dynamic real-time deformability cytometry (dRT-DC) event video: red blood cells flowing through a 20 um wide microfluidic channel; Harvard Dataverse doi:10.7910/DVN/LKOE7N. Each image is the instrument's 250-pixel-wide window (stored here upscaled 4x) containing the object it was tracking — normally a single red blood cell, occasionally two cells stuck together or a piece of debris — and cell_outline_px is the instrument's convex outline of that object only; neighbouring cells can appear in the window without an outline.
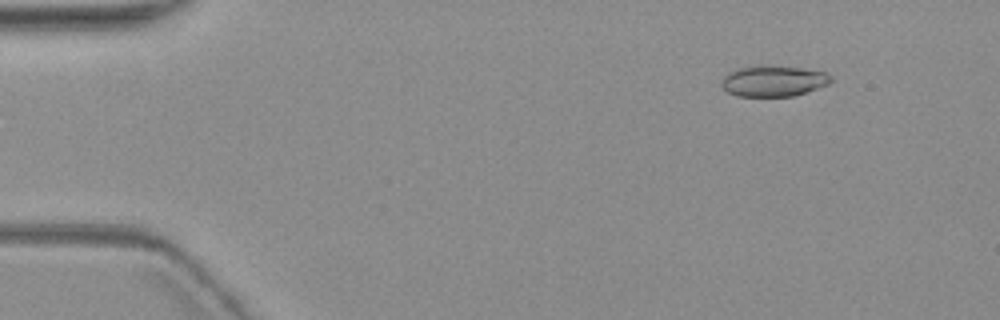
{"species": "common noctule bat (a hibernating species)", "species_latin": "Nyctalus noctula", "temperature_condition": "warm", "stored_images_in_passage": 4, "camera_frame_rate_fps": 3000, "um_per_image_px": 0.085, "animal": {"sex": "female", "body_mass_g": 19.3, "forearm_length_mm": 54.1}, "frame": {"image": 1, "passage_image": 2, "time_ms": 1.333, "image_size_px": [1000, 320], "cell_outline_px": [[832, 80], [828, 84], [792, 96], [736, 96], [728, 92], [720, 84], [720, 80], [724, 76], [740, 68], [760, 64], [800, 68], [824, 72], [832, 76]], "centroid_in_image_um": [65.71, 6.88], "position_along_channel_um": 19.3, "area_um2": 19.54}}
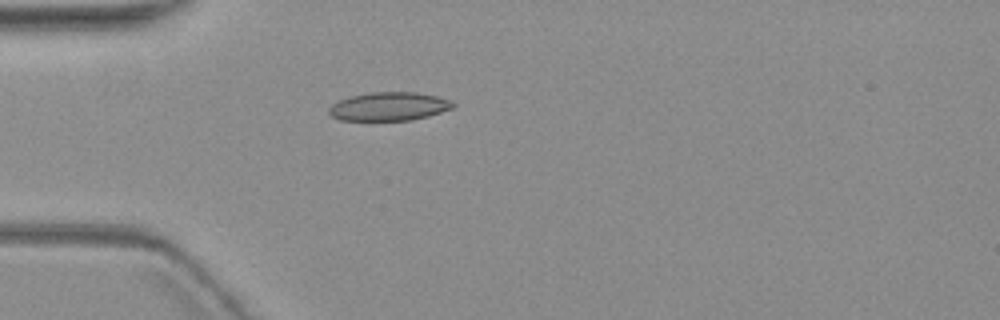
{"frame": {"image": 2, "passage_image": 4, "time_ms": 4.667, "image_size_px": [1000, 320], "cell_outline_px": [[456, 104], [452, 108], [428, 116], [412, 120], [340, 120], [332, 116], [328, 112], [328, 108], [332, 104], [340, 100], [352, 96], [372, 92], [416, 92], [440, 96]], "centroid_in_image_um": [33.07, 9.04], "position_along_channel_um": 51.9, "area_um2": 20.52}}